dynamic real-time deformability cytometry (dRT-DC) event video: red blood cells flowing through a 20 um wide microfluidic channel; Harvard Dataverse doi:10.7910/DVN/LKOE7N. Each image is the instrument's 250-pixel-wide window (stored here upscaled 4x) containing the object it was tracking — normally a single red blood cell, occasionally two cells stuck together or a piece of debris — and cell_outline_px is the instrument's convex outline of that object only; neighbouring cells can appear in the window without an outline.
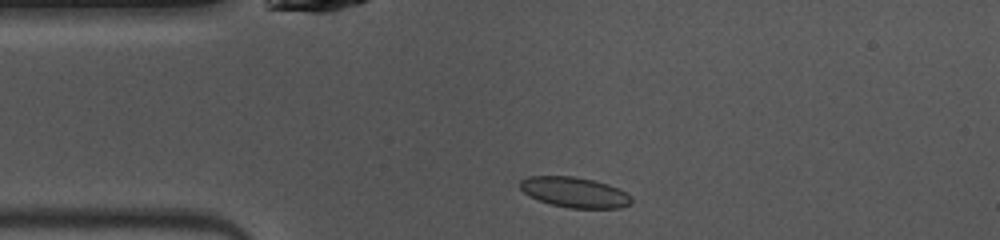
{"species": "common noctule bat (a hibernating species)", "species_latin": "Nyctalus noctula", "temperature_condition": "warm", "stored_images_in_passage": 40, "camera_frame_rate_fps": 3000, "um_per_image_px": 0.085, "animal": {"sex": "female", "body_mass_g": 10.0, "forearm_length_mm": 53.1}, "frame": {"image": 1, "passage_image": 2, "time_ms": 0.333, "image_size_px": [1000, 240], "cell_outline_px": [[632, 200], [628, 204], [620, 208], [568, 208], [552, 204], [540, 200], [524, 192], [520, 188], [520, 180], [528, 176], [572, 176], [596, 180], [608, 184], [632, 196]], "centroid_in_image_um": [48.84, 16.33], "position_along_channel_um": 36.2, "area_um2": 19.54}}
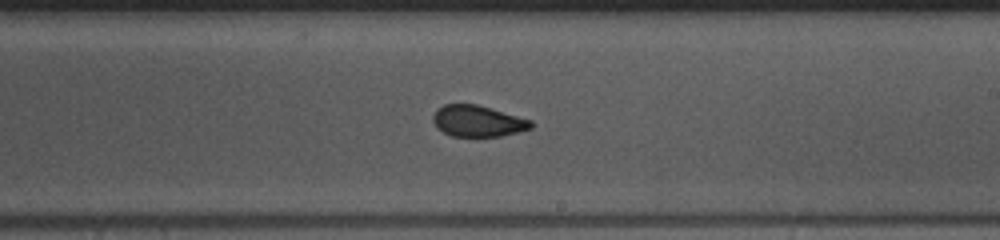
{"frame": {"image": 2, "passage_image": 19, "time_ms": 6.0, "image_size_px": [1000, 240], "cell_outline_px": [[532, 128], [500, 136], [452, 136], [436, 128], [432, 120], [432, 116], [436, 108], [444, 104], [476, 104], [532, 120]], "centroid_in_image_um": [40.56, 10.28], "position_along_channel_um": 248.4, "area_um2": 17.8}}
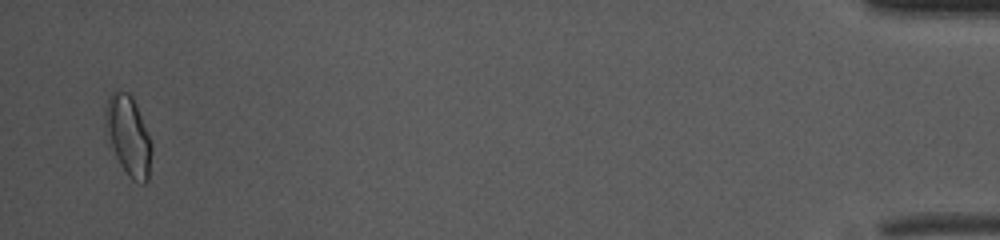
{"frame": {"image": 3, "passage_image": 39, "time_ms": 12.667, "image_size_px": [1000, 240], "cell_outline_px": [[152, 152], [148, 180], [144, 184], [140, 184], [132, 180], [128, 176], [120, 164], [116, 156], [104, 124], [104, 108], [112, 92], [120, 88], [128, 92], [132, 96], [152, 144]], "centroid_in_image_um": [10.91, 11.53], "position_along_channel_um": 424.3, "area_um2": 21.39}, "authors_computed_cell_mechanics": {"area_um2": 18.8428, "velocity_mm_per_s": 4.059, "shape_relaxation_time_tau1_ms": 9.298, "shape_relaxation_time_tau2_ms": 0.9589, "deformation_change_tau1": 0.184, "deformation_change_tau2": 0.055}}